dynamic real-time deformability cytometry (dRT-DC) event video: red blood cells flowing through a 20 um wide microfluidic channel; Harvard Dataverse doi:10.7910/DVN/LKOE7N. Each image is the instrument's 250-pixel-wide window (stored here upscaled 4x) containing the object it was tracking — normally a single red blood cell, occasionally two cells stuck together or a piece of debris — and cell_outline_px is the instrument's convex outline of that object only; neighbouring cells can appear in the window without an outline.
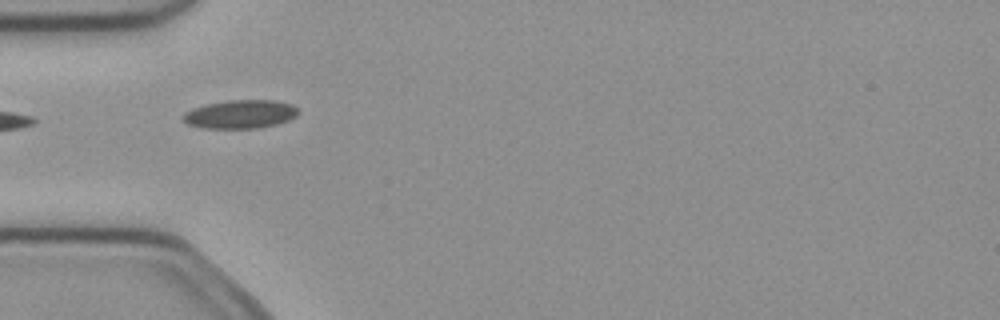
{"species": "common noctule bat (a hibernating species)", "species_latin": "Nyctalus noctula", "temperature_condition": "cold", "stored_images_in_passage": 4, "camera_frame_rate_fps": 3000, "um_per_image_px": 0.085, "animal": {"sex": "female", "body_mass_g": 21.9}, "frame": {"image": 1, "passage_image": 1, "time_ms": 0.0, "image_size_px": [1000, 320], "cell_outline_px": [[300, 112], [296, 116], [288, 120], [276, 124], [256, 128], [204, 128], [188, 124], [180, 116], [184, 112], [192, 108], [208, 104], [228, 100], [276, 100], [292, 104]], "centroid_in_image_um": [20.42, 9.7], "position_along_channel_um": 64.6, "area_um2": 19.13}}
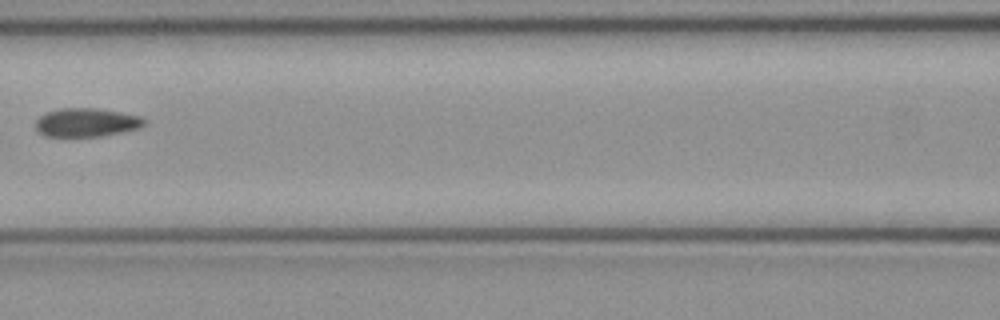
{"frame": {"image": 2, "passage_image": 3, "time_ms": 0.667, "image_size_px": [1000, 320], "cell_outline_px": [[148, 120], [140, 128], [124, 132], [100, 136], [44, 136], [36, 128], [36, 120], [40, 116], [48, 112], [60, 108], [96, 108], [120, 112], [140, 116]], "centroid_in_image_um": [7.39, 10.41], "position_along_channel_um": 159.2, "area_um2": 18.09}}
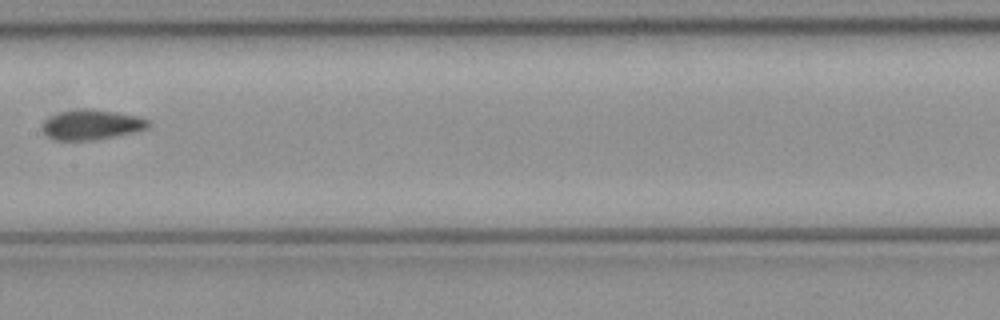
{"frame": {"image": 3, "passage_image": 4, "time_ms": 1.0, "image_size_px": [1000, 320], "cell_outline_px": [[152, 124], [148, 128], [136, 132], [92, 140], [52, 140], [44, 136], [40, 128], [40, 124], [44, 120], [60, 112], [80, 108], [88, 108], [116, 112], [136, 116], [152, 120]], "centroid_in_image_um": [7.75, 10.6], "position_along_channel_um": 199.6, "area_um2": 18.96}}